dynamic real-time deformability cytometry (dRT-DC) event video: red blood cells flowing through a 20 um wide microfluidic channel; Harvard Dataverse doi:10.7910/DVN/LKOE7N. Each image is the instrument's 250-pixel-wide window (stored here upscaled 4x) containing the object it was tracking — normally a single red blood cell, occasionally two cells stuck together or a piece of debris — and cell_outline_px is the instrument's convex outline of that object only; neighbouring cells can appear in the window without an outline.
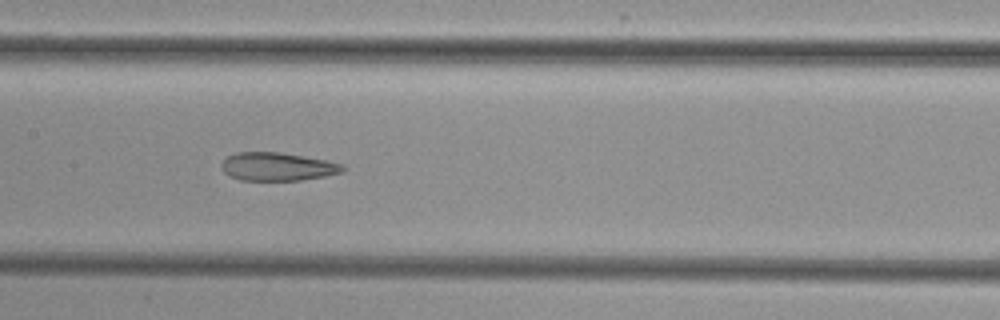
{"species": "common noctule bat (a hibernating species)", "species_latin": "Nyctalus noctula", "temperature_condition": "cold", "stored_images_in_passage": 12, "camera_frame_rate_fps": 3000, "um_per_image_px": 0.085, "animal": {"sex": "female", "body_mass_g": 29.2, "forearm_length_mm": 56.3}, "frame": {"image": 1, "passage_image": 9, "time_ms": 12.333, "image_size_px": [1000, 320], "cell_outline_px": [[348, 168], [344, 172], [324, 176], [300, 180], [240, 180], [224, 172], [220, 168], [220, 164], [228, 156], [236, 152], [280, 152], [328, 160], [344, 164]], "centroid_in_image_um": [23.63, 14.15], "position_along_channel_um": 183.8, "area_um2": 20.11}}
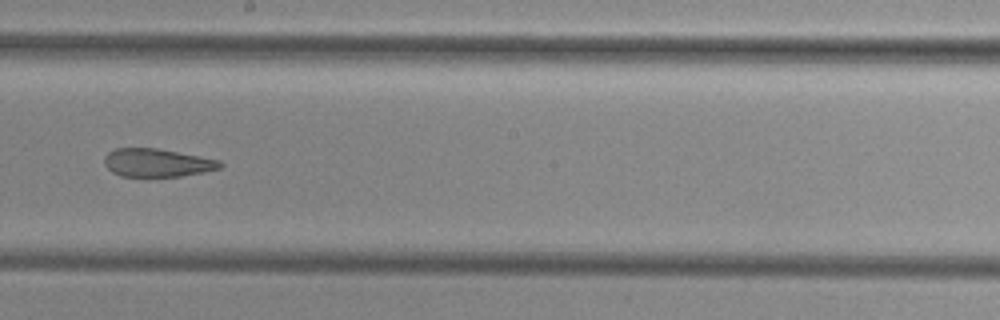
{"frame": {"image": 2, "passage_image": 10, "time_ms": 13.667, "image_size_px": [1000, 320], "cell_outline_px": [[224, 164], [220, 168], [204, 172], [180, 176], [120, 176], [112, 172], [104, 164], [104, 156], [108, 152], [116, 148], [156, 148], [220, 160]], "centroid_in_image_um": [13.34, 13.83], "position_along_channel_um": 234.9, "area_um2": 18.9}}